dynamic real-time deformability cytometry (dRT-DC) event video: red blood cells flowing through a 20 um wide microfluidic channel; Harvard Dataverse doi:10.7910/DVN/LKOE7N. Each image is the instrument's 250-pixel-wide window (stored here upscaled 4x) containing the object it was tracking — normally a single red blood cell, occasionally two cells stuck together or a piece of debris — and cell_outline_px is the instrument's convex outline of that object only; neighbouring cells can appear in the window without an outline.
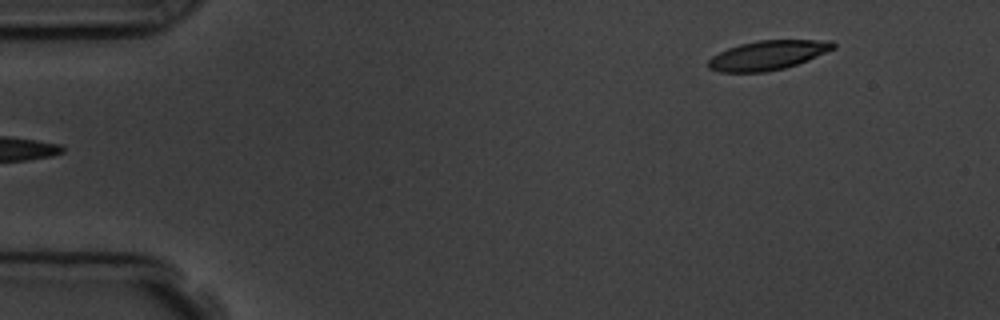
{"species": "common noctule bat (a hibernating species)", "species_latin": "Nyctalus noctula", "temperature_condition": "room temperature", "stored_images_in_passage": 6, "camera_frame_rate_fps": 3000, "um_per_image_px": 0.085, "animal": {"sex": "male", "body_mass_g": 19.5, "forearm_length_mm": 54.6}, "frame": {"image": 1, "passage_image": 6, "time_ms": 7.667, "image_size_px": [1000, 320], "cell_outline_px": [[836, 48], [808, 60], [784, 68], [764, 72], [720, 72], [708, 68], [708, 60], [712, 56], [728, 48], [740, 44], [756, 40], [832, 40], [836, 44]], "centroid_in_image_um": [65.28, 4.68], "position_along_channel_um": 19.7, "area_um2": 21.39}}